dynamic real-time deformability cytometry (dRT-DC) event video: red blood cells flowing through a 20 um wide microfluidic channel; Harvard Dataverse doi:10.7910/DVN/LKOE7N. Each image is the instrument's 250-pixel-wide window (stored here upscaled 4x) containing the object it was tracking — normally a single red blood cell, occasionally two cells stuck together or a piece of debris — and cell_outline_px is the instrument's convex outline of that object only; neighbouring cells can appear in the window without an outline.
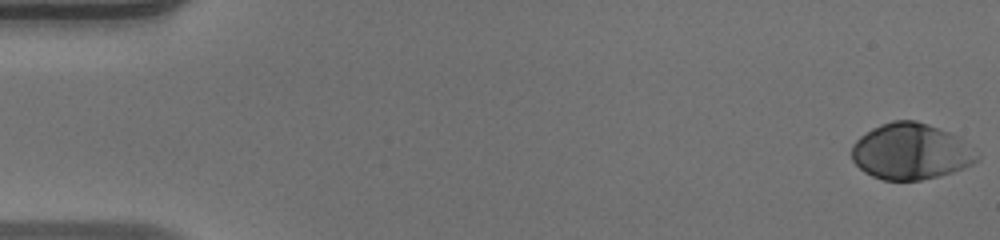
{"species": "human", "species_latin": "Homo sapiens", "temperature_condition": "warm", "stored_images_in_passage": 52, "camera_frame_rate_fps": 3000, "um_per_image_px": 0.085, "donor": {"sex": "male"}, "frame": {"image": 1, "passage_image": 1, "time_ms": 0.0, "image_size_px": [1000, 240], "cell_outline_px": [[980, 160], [964, 168], [940, 176], [920, 180], [884, 180], [872, 176], [864, 172], [852, 160], [852, 144], [860, 136], [872, 128], [880, 124], [892, 120], [916, 120], [928, 124], [960, 136], [980, 156]], "centroid_in_image_um": [77.43, 12.87], "position_along_channel_um": 7.6, "area_um2": 41.27}}
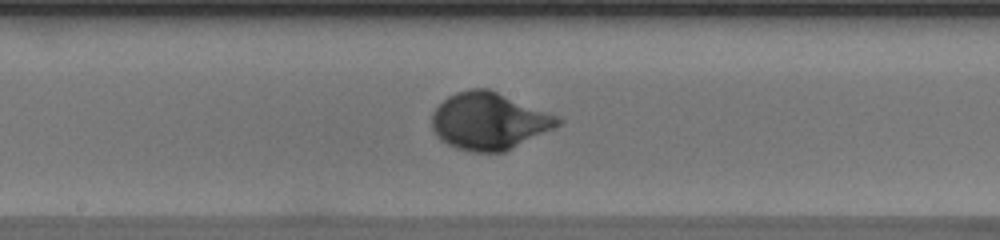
{"frame": {"image": 2, "passage_image": 28, "time_ms": 9.0, "image_size_px": [1000, 240], "cell_outline_px": [[564, 120], [560, 124], [504, 152], [472, 152], [456, 148], [440, 140], [436, 136], [432, 128], [432, 112], [448, 96], [456, 92], [468, 88], [488, 88], [556, 116]], "centroid_in_image_um": [41.5, 10.29], "position_along_channel_um": 206.7, "area_um2": 41.38}}
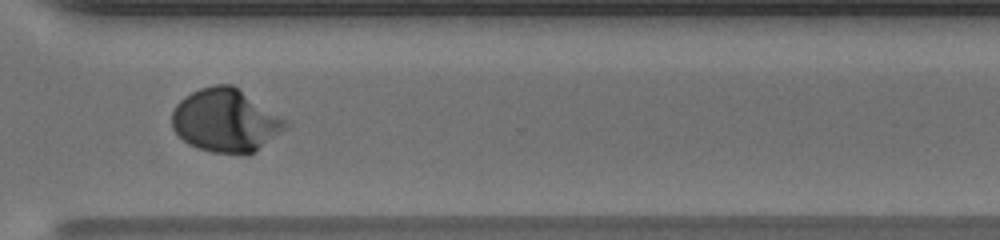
{"frame": {"image": 3, "passage_image": 39, "time_ms": 12.667, "image_size_px": [1000, 240], "cell_outline_px": [[292, 124], [288, 128], [256, 152], [248, 156], [212, 152], [188, 144], [172, 128], [172, 112], [176, 104], [184, 96], [200, 88], [216, 84], [232, 84], [292, 120]], "centroid_in_image_um": [19.28, 10.25], "position_along_channel_um": 351.3, "area_um2": 42.95}, "authors_computed_cell_mechanics": {"area_um2": 39.1884, "velocity_mm_per_s": 3.9579, "shape_relaxation_time_tau1_ms": 2.745, "shape_relaxation_time_tau2_ms": null, "deformation_change_tau1": 0.1889, "deformation_change_tau2": null}}